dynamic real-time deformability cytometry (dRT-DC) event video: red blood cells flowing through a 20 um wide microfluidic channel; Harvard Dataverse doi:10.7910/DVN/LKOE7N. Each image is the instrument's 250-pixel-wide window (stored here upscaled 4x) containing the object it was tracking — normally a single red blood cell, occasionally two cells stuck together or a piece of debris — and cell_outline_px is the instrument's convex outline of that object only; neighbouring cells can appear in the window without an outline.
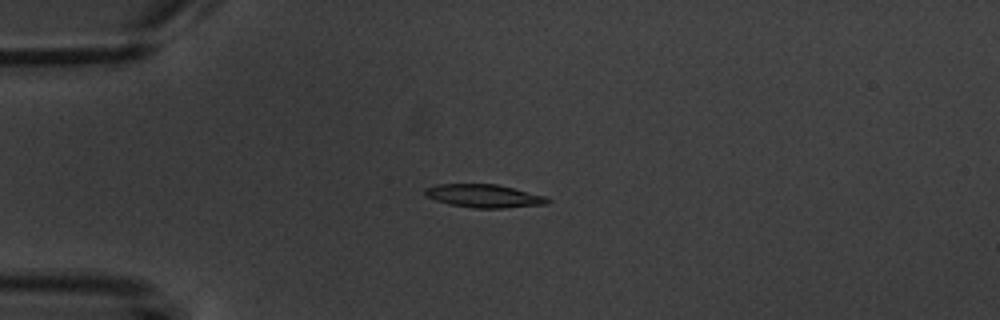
{"species": "common noctule bat (a hibernating species)", "species_latin": "Nyctalus noctula", "temperature_condition": "warm", "stored_images_in_passage": 10, "camera_frame_rate_fps": 3000, "um_per_image_px": 0.085, "animal": {"sex": "male", "body_mass_g": 20.1, "forearm_length_mm": 53.5}, "frame": {"image": 1, "passage_image": 5, "time_ms": 4.667, "image_size_px": [1000, 320], "cell_outline_px": [[552, 200], [548, 204], [504, 208], [472, 208], [448, 204], [424, 196], [424, 188], [436, 184], [496, 184], [548, 196]], "centroid_in_image_um": [41.15, 16.66], "position_along_channel_um": 43.8, "area_um2": 16.82}}
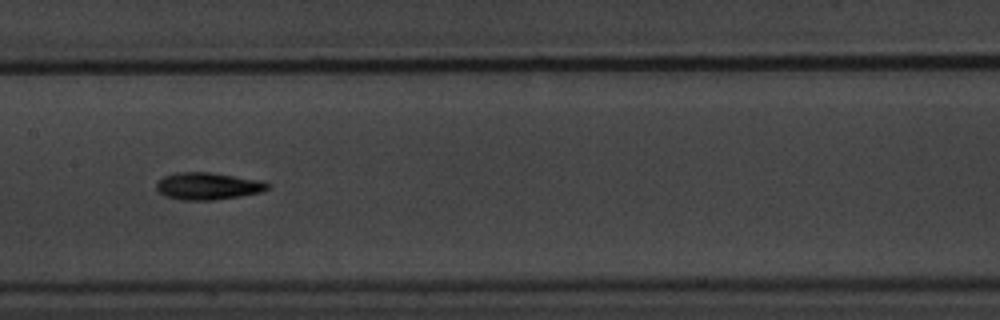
{"frame": {"image": 2, "passage_image": 9, "time_ms": 9.333, "image_size_px": [1000, 320], "cell_outline_px": [[272, 184], [268, 188], [260, 192], [240, 196], [212, 200], [180, 200], [164, 196], [156, 188], [156, 184], [164, 176], [176, 172], [212, 172], [264, 180]], "centroid_in_image_um": [17.7, 15.8], "position_along_channel_um": 189.7, "area_um2": 17.8}}